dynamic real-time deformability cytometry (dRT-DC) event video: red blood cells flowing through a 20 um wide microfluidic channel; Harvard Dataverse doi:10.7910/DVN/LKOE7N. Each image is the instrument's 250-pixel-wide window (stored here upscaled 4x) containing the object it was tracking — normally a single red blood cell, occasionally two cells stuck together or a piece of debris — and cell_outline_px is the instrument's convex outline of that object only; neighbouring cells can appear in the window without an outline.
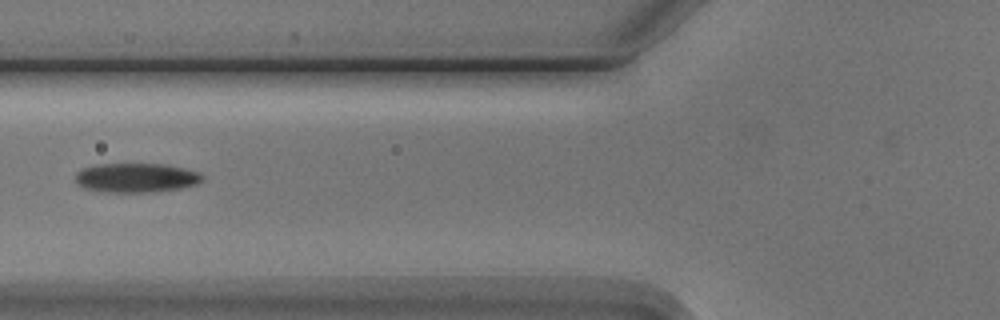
{"species": "Egyptian fruit bat (a non-hibernating species)", "species_latin": "Rousettus aegyptiacus", "temperature_condition": "cold", "stored_images_in_passage": 6, "camera_frame_rate_fps": 3000, "um_per_image_px": 0.085, "animal": {"sex": "male"}, "frame": {"image": 1, "passage_image": 6, "time_ms": 6.0, "image_size_px": [1000, 320], "cell_outline_px": [[204, 180], [196, 184], [180, 188], [152, 192], [104, 192], [84, 188], [76, 184], [76, 172], [84, 168], [100, 164], [164, 164], [184, 168], [200, 172], [204, 176]], "centroid_in_image_um": [11.59, 15.11], "position_along_channel_um": 114.2, "area_um2": 21.73}}